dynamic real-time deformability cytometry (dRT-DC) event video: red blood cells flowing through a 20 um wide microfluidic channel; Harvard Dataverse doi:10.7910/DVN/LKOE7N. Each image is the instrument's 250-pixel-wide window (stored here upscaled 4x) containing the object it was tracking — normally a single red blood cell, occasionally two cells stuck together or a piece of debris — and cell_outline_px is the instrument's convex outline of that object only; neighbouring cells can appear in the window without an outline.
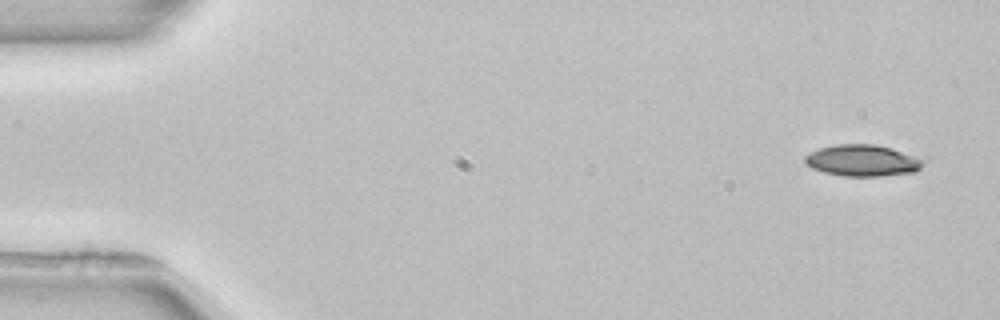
{"species": "common noctule bat (a hibernating species)", "species_latin": "Nyctalus noctula", "temperature_condition": "room temperature", "stored_images_in_passage": 4, "camera_frame_rate_fps": 3000, "um_per_image_px": 0.085, "animal": {"sex": "female", "body_mass_g": 22.7, "forearm_length_mm": 54.2}, "frame": {"image": 1, "passage_image": 1, "time_ms": 0.0, "image_size_px": [1000, 320], "cell_outline_px": [[928, 160], [916, 172], [880, 176], [844, 176], [824, 172], [812, 168], [804, 160], [804, 156], [820, 148], [836, 144], [876, 144], [892, 148]], "centroid_in_image_um": [73.37, 13.64], "position_along_channel_um": 11.6, "area_um2": 21.79}}
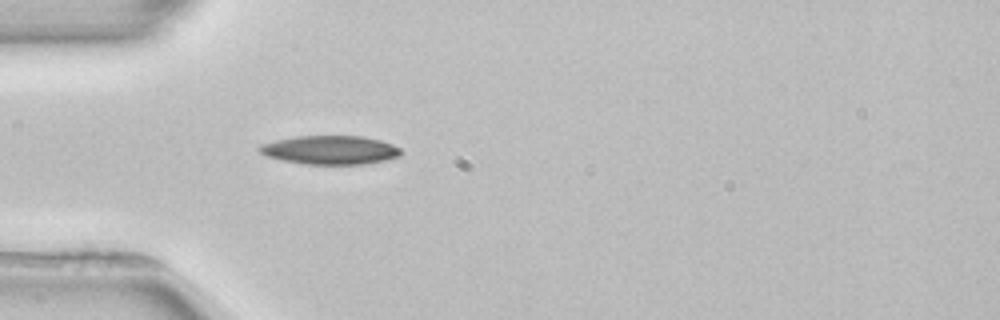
{"frame": {"image": 2, "passage_image": 4, "time_ms": 4.333, "image_size_px": [1000, 320], "cell_outline_px": [[404, 152], [400, 156], [368, 164], [304, 164], [280, 160], [268, 156], [260, 152], [256, 148], [260, 144], [276, 140], [296, 136], [364, 136], [380, 140], [392, 144], [400, 148]], "centroid_in_image_um": [28.07, 12.75], "position_along_channel_um": 56.9, "area_um2": 23.87}}